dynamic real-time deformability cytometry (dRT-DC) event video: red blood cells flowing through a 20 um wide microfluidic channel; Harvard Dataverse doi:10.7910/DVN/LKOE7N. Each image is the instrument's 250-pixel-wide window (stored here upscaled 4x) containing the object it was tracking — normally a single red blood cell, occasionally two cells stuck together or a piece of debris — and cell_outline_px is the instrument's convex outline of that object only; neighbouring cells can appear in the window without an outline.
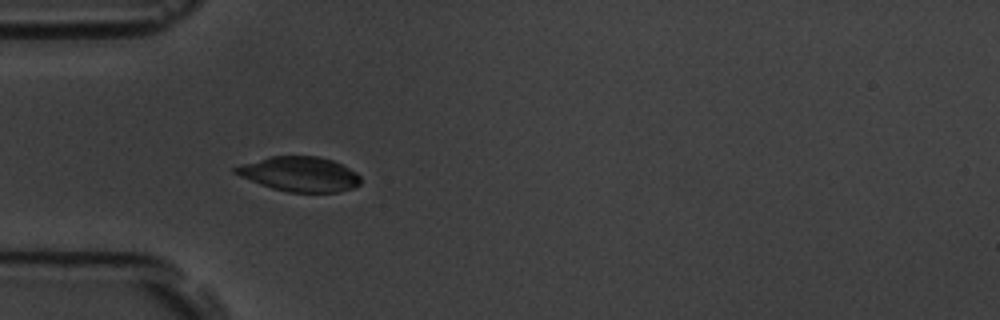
{"species": "common noctule bat (a hibernating species)", "species_latin": "Nyctalus noctula", "temperature_condition": "room temperature", "stored_images_in_passage": 8, "camera_frame_rate_fps": 3000, "um_per_image_px": 0.085, "animal": {"sex": "male", "body_mass_g": 19.5, "forearm_length_mm": 54.6}, "frame": {"image": 1, "passage_image": 7, "time_ms": 7.0, "image_size_px": [1000, 320], "cell_outline_px": [[360, 184], [356, 188], [336, 192], [288, 192], [272, 188], [260, 184], [240, 176], [232, 172], [232, 168], [240, 164], [272, 156], [320, 156], [332, 160], [356, 172], [360, 176]], "centroid_in_image_um": [25.46, 14.8], "position_along_channel_um": 59.5, "area_um2": 25.37}}
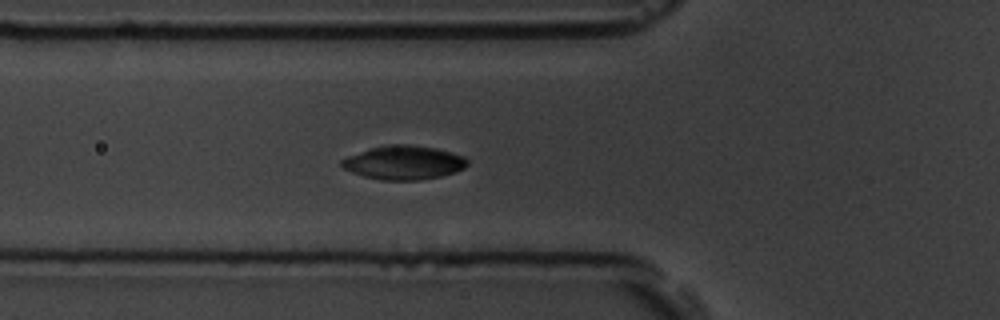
{"frame": {"image": 2, "passage_image": 8, "time_ms": 8.0, "image_size_px": [1000, 320], "cell_outline_px": [[468, 164], [464, 168], [456, 172], [440, 176], [420, 180], [380, 180], [364, 176], [352, 172], [344, 168], [340, 164], [340, 160], [348, 156], [372, 148], [388, 144], [408, 144], [436, 148], [464, 156], [468, 160]], "centroid_in_image_um": [34.34, 13.82], "position_along_channel_um": 91.5, "area_um2": 24.74}}